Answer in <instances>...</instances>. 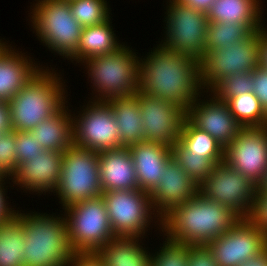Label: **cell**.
<instances>
[{
  "instance_id": "obj_1",
  "label": "cell",
  "mask_w": 267,
  "mask_h": 266,
  "mask_svg": "<svg viewBox=\"0 0 267 266\" xmlns=\"http://www.w3.org/2000/svg\"><path fill=\"white\" fill-rule=\"evenodd\" d=\"M159 46L144 61L139 60V91L172 102L186 112L198 98V91L204 89L200 61Z\"/></svg>"
},
{
  "instance_id": "obj_2",
  "label": "cell",
  "mask_w": 267,
  "mask_h": 266,
  "mask_svg": "<svg viewBox=\"0 0 267 266\" xmlns=\"http://www.w3.org/2000/svg\"><path fill=\"white\" fill-rule=\"evenodd\" d=\"M241 218L226 206L198 192L174 206L159 221L168 239L191 246L207 245L229 231Z\"/></svg>"
},
{
  "instance_id": "obj_3",
  "label": "cell",
  "mask_w": 267,
  "mask_h": 266,
  "mask_svg": "<svg viewBox=\"0 0 267 266\" xmlns=\"http://www.w3.org/2000/svg\"><path fill=\"white\" fill-rule=\"evenodd\" d=\"M57 76L40 68L8 101L14 131L29 132L65 105L64 86Z\"/></svg>"
},
{
  "instance_id": "obj_4",
  "label": "cell",
  "mask_w": 267,
  "mask_h": 266,
  "mask_svg": "<svg viewBox=\"0 0 267 266\" xmlns=\"http://www.w3.org/2000/svg\"><path fill=\"white\" fill-rule=\"evenodd\" d=\"M24 266H67L71 249L65 218L48 214H23Z\"/></svg>"
},
{
  "instance_id": "obj_5",
  "label": "cell",
  "mask_w": 267,
  "mask_h": 266,
  "mask_svg": "<svg viewBox=\"0 0 267 266\" xmlns=\"http://www.w3.org/2000/svg\"><path fill=\"white\" fill-rule=\"evenodd\" d=\"M134 54L123 45L114 53L96 56L83 62L88 65L87 73L99 92L98 100L133 96L139 91V60Z\"/></svg>"
},
{
  "instance_id": "obj_6",
  "label": "cell",
  "mask_w": 267,
  "mask_h": 266,
  "mask_svg": "<svg viewBox=\"0 0 267 266\" xmlns=\"http://www.w3.org/2000/svg\"><path fill=\"white\" fill-rule=\"evenodd\" d=\"M99 153L72 145L63 151L59 184L55 190L63 209L102 196Z\"/></svg>"
},
{
  "instance_id": "obj_7",
  "label": "cell",
  "mask_w": 267,
  "mask_h": 266,
  "mask_svg": "<svg viewBox=\"0 0 267 266\" xmlns=\"http://www.w3.org/2000/svg\"><path fill=\"white\" fill-rule=\"evenodd\" d=\"M33 28L41 42L63 57L76 60L83 27L64 0H39L32 9Z\"/></svg>"
},
{
  "instance_id": "obj_8",
  "label": "cell",
  "mask_w": 267,
  "mask_h": 266,
  "mask_svg": "<svg viewBox=\"0 0 267 266\" xmlns=\"http://www.w3.org/2000/svg\"><path fill=\"white\" fill-rule=\"evenodd\" d=\"M68 240L74 252H96L115 238L102 196L66 208Z\"/></svg>"
},
{
  "instance_id": "obj_9",
  "label": "cell",
  "mask_w": 267,
  "mask_h": 266,
  "mask_svg": "<svg viewBox=\"0 0 267 266\" xmlns=\"http://www.w3.org/2000/svg\"><path fill=\"white\" fill-rule=\"evenodd\" d=\"M166 16V39L162 45L201 61L206 54L207 13L170 0Z\"/></svg>"
},
{
  "instance_id": "obj_10",
  "label": "cell",
  "mask_w": 267,
  "mask_h": 266,
  "mask_svg": "<svg viewBox=\"0 0 267 266\" xmlns=\"http://www.w3.org/2000/svg\"><path fill=\"white\" fill-rule=\"evenodd\" d=\"M260 30L252 32L245 40L224 48L206 51L200 61L201 83L213 88L220 80L235 73L252 72L259 66L258 46Z\"/></svg>"
},
{
  "instance_id": "obj_11",
  "label": "cell",
  "mask_w": 267,
  "mask_h": 266,
  "mask_svg": "<svg viewBox=\"0 0 267 266\" xmlns=\"http://www.w3.org/2000/svg\"><path fill=\"white\" fill-rule=\"evenodd\" d=\"M256 191L255 183L224 161L216 164L199 186V192L207 199L228 207L240 218L250 216Z\"/></svg>"
},
{
  "instance_id": "obj_12",
  "label": "cell",
  "mask_w": 267,
  "mask_h": 266,
  "mask_svg": "<svg viewBox=\"0 0 267 266\" xmlns=\"http://www.w3.org/2000/svg\"><path fill=\"white\" fill-rule=\"evenodd\" d=\"M102 197L115 236L141 237L145 234L153 209L147 191H108L102 192Z\"/></svg>"
},
{
  "instance_id": "obj_13",
  "label": "cell",
  "mask_w": 267,
  "mask_h": 266,
  "mask_svg": "<svg viewBox=\"0 0 267 266\" xmlns=\"http://www.w3.org/2000/svg\"><path fill=\"white\" fill-rule=\"evenodd\" d=\"M95 99L73 120V144L96 152L120 149L119 129L109 103Z\"/></svg>"
},
{
  "instance_id": "obj_14",
  "label": "cell",
  "mask_w": 267,
  "mask_h": 266,
  "mask_svg": "<svg viewBox=\"0 0 267 266\" xmlns=\"http://www.w3.org/2000/svg\"><path fill=\"white\" fill-rule=\"evenodd\" d=\"M206 246L218 266H240L267 248V235L249 218H241Z\"/></svg>"
},
{
  "instance_id": "obj_15",
  "label": "cell",
  "mask_w": 267,
  "mask_h": 266,
  "mask_svg": "<svg viewBox=\"0 0 267 266\" xmlns=\"http://www.w3.org/2000/svg\"><path fill=\"white\" fill-rule=\"evenodd\" d=\"M224 162L258 185L267 171V126L242 127L225 148Z\"/></svg>"
},
{
  "instance_id": "obj_16",
  "label": "cell",
  "mask_w": 267,
  "mask_h": 266,
  "mask_svg": "<svg viewBox=\"0 0 267 266\" xmlns=\"http://www.w3.org/2000/svg\"><path fill=\"white\" fill-rule=\"evenodd\" d=\"M141 110L145 141L171 147L178 142L186 112L172 102L156 96L135 94Z\"/></svg>"
},
{
  "instance_id": "obj_17",
  "label": "cell",
  "mask_w": 267,
  "mask_h": 266,
  "mask_svg": "<svg viewBox=\"0 0 267 266\" xmlns=\"http://www.w3.org/2000/svg\"><path fill=\"white\" fill-rule=\"evenodd\" d=\"M214 97V98H213ZM209 101L196 99L186 110V119L197 129L207 132L226 148L242 126L231 114L228 104L213 96Z\"/></svg>"
},
{
  "instance_id": "obj_18",
  "label": "cell",
  "mask_w": 267,
  "mask_h": 266,
  "mask_svg": "<svg viewBox=\"0 0 267 266\" xmlns=\"http://www.w3.org/2000/svg\"><path fill=\"white\" fill-rule=\"evenodd\" d=\"M199 192V186L172 158L165 167V174L157 186L149 193L153 212L162 218L174 206L184 204Z\"/></svg>"
},
{
  "instance_id": "obj_19",
  "label": "cell",
  "mask_w": 267,
  "mask_h": 266,
  "mask_svg": "<svg viewBox=\"0 0 267 266\" xmlns=\"http://www.w3.org/2000/svg\"><path fill=\"white\" fill-rule=\"evenodd\" d=\"M62 156L63 152L42 150L33 160L16 167L10 175L12 182L33 192H54L59 184Z\"/></svg>"
},
{
  "instance_id": "obj_20",
  "label": "cell",
  "mask_w": 267,
  "mask_h": 266,
  "mask_svg": "<svg viewBox=\"0 0 267 266\" xmlns=\"http://www.w3.org/2000/svg\"><path fill=\"white\" fill-rule=\"evenodd\" d=\"M135 165L139 189L150 193L165 174L166 164L173 158L171 147L141 141L128 147Z\"/></svg>"
},
{
  "instance_id": "obj_21",
  "label": "cell",
  "mask_w": 267,
  "mask_h": 266,
  "mask_svg": "<svg viewBox=\"0 0 267 266\" xmlns=\"http://www.w3.org/2000/svg\"><path fill=\"white\" fill-rule=\"evenodd\" d=\"M99 171L102 192L139 189L128 147L99 152Z\"/></svg>"
},
{
  "instance_id": "obj_22",
  "label": "cell",
  "mask_w": 267,
  "mask_h": 266,
  "mask_svg": "<svg viewBox=\"0 0 267 266\" xmlns=\"http://www.w3.org/2000/svg\"><path fill=\"white\" fill-rule=\"evenodd\" d=\"M14 50L6 46L0 53V101L3 102L14 97L40 69Z\"/></svg>"
},
{
  "instance_id": "obj_23",
  "label": "cell",
  "mask_w": 267,
  "mask_h": 266,
  "mask_svg": "<svg viewBox=\"0 0 267 266\" xmlns=\"http://www.w3.org/2000/svg\"><path fill=\"white\" fill-rule=\"evenodd\" d=\"M65 105L29 132L43 150L63 152L73 145V120Z\"/></svg>"
},
{
  "instance_id": "obj_24",
  "label": "cell",
  "mask_w": 267,
  "mask_h": 266,
  "mask_svg": "<svg viewBox=\"0 0 267 266\" xmlns=\"http://www.w3.org/2000/svg\"><path fill=\"white\" fill-rule=\"evenodd\" d=\"M112 108L122 147L145 141L138 97L112 98L107 100Z\"/></svg>"
},
{
  "instance_id": "obj_25",
  "label": "cell",
  "mask_w": 267,
  "mask_h": 266,
  "mask_svg": "<svg viewBox=\"0 0 267 266\" xmlns=\"http://www.w3.org/2000/svg\"><path fill=\"white\" fill-rule=\"evenodd\" d=\"M138 238L116 236L96 253L106 266H152V255L138 244Z\"/></svg>"
},
{
  "instance_id": "obj_26",
  "label": "cell",
  "mask_w": 267,
  "mask_h": 266,
  "mask_svg": "<svg viewBox=\"0 0 267 266\" xmlns=\"http://www.w3.org/2000/svg\"><path fill=\"white\" fill-rule=\"evenodd\" d=\"M111 27L110 17L100 24L84 27L76 50V61L84 62L96 56L111 54L122 47Z\"/></svg>"
},
{
  "instance_id": "obj_27",
  "label": "cell",
  "mask_w": 267,
  "mask_h": 266,
  "mask_svg": "<svg viewBox=\"0 0 267 266\" xmlns=\"http://www.w3.org/2000/svg\"><path fill=\"white\" fill-rule=\"evenodd\" d=\"M260 0H215L207 12L209 22L261 25ZM260 7V8H259ZM261 11V12H260Z\"/></svg>"
},
{
  "instance_id": "obj_28",
  "label": "cell",
  "mask_w": 267,
  "mask_h": 266,
  "mask_svg": "<svg viewBox=\"0 0 267 266\" xmlns=\"http://www.w3.org/2000/svg\"><path fill=\"white\" fill-rule=\"evenodd\" d=\"M25 232L22 213L0 224V266H24Z\"/></svg>"
},
{
  "instance_id": "obj_29",
  "label": "cell",
  "mask_w": 267,
  "mask_h": 266,
  "mask_svg": "<svg viewBox=\"0 0 267 266\" xmlns=\"http://www.w3.org/2000/svg\"><path fill=\"white\" fill-rule=\"evenodd\" d=\"M178 143L193 155L212 161L215 165L224 161V150L207 132L194 127L186 118L183 121Z\"/></svg>"
},
{
  "instance_id": "obj_30",
  "label": "cell",
  "mask_w": 267,
  "mask_h": 266,
  "mask_svg": "<svg viewBox=\"0 0 267 266\" xmlns=\"http://www.w3.org/2000/svg\"><path fill=\"white\" fill-rule=\"evenodd\" d=\"M263 25H242L230 22H209L205 42V51L228 47L235 42L245 40L252 32Z\"/></svg>"
},
{
  "instance_id": "obj_31",
  "label": "cell",
  "mask_w": 267,
  "mask_h": 266,
  "mask_svg": "<svg viewBox=\"0 0 267 266\" xmlns=\"http://www.w3.org/2000/svg\"><path fill=\"white\" fill-rule=\"evenodd\" d=\"M226 103L242 127L267 126V114L253 92L231 97Z\"/></svg>"
},
{
  "instance_id": "obj_32",
  "label": "cell",
  "mask_w": 267,
  "mask_h": 266,
  "mask_svg": "<svg viewBox=\"0 0 267 266\" xmlns=\"http://www.w3.org/2000/svg\"><path fill=\"white\" fill-rule=\"evenodd\" d=\"M173 159L188 174L195 184L200 186L211 174L215 164L201 156L193 155L178 142L171 146Z\"/></svg>"
},
{
  "instance_id": "obj_33",
  "label": "cell",
  "mask_w": 267,
  "mask_h": 266,
  "mask_svg": "<svg viewBox=\"0 0 267 266\" xmlns=\"http://www.w3.org/2000/svg\"><path fill=\"white\" fill-rule=\"evenodd\" d=\"M69 4L73 17L83 28L100 24L109 18L105 0H72Z\"/></svg>"
},
{
  "instance_id": "obj_34",
  "label": "cell",
  "mask_w": 267,
  "mask_h": 266,
  "mask_svg": "<svg viewBox=\"0 0 267 266\" xmlns=\"http://www.w3.org/2000/svg\"><path fill=\"white\" fill-rule=\"evenodd\" d=\"M253 71L244 73H235L228 75L220 80L212 89L211 93L224 102L231 97L242 95L247 92H253Z\"/></svg>"
},
{
  "instance_id": "obj_35",
  "label": "cell",
  "mask_w": 267,
  "mask_h": 266,
  "mask_svg": "<svg viewBox=\"0 0 267 266\" xmlns=\"http://www.w3.org/2000/svg\"><path fill=\"white\" fill-rule=\"evenodd\" d=\"M165 240L157 255L152 256V266H188L189 245Z\"/></svg>"
},
{
  "instance_id": "obj_36",
  "label": "cell",
  "mask_w": 267,
  "mask_h": 266,
  "mask_svg": "<svg viewBox=\"0 0 267 266\" xmlns=\"http://www.w3.org/2000/svg\"><path fill=\"white\" fill-rule=\"evenodd\" d=\"M16 137L13 129L0 133V175H10L16 169Z\"/></svg>"
},
{
  "instance_id": "obj_37",
  "label": "cell",
  "mask_w": 267,
  "mask_h": 266,
  "mask_svg": "<svg viewBox=\"0 0 267 266\" xmlns=\"http://www.w3.org/2000/svg\"><path fill=\"white\" fill-rule=\"evenodd\" d=\"M15 157L16 167L19 164L33 160L43 150L38 140L27 131H15Z\"/></svg>"
},
{
  "instance_id": "obj_38",
  "label": "cell",
  "mask_w": 267,
  "mask_h": 266,
  "mask_svg": "<svg viewBox=\"0 0 267 266\" xmlns=\"http://www.w3.org/2000/svg\"><path fill=\"white\" fill-rule=\"evenodd\" d=\"M248 218L267 235V193L256 191L254 206Z\"/></svg>"
},
{
  "instance_id": "obj_39",
  "label": "cell",
  "mask_w": 267,
  "mask_h": 266,
  "mask_svg": "<svg viewBox=\"0 0 267 266\" xmlns=\"http://www.w3.org/2000/svg\"><path fill=\"white\" fill-rule=\"evenodd\" d=\"M188 266H218L212 252L205 245H189Z\"/></svg>"
},
{
  "instance_id": "obj_40",
  "label": "cell",
  "mask_w": 267,
  "mask_h": 266,
  "mask_svg": "<svg viewBox=\"0 0 267 266\" xmlns=\"http://www.w3.org/2000/svg\"><path fill=\"white\" fill-rule=\"evenodd\" d=\"M253 93L259 99L261 107L267 114V70L258 66L253 71Z\"/></svg>"
},
{
  "instance_id": "obj_41",
  "label": "cell",
  "mask_w": 267,
  "mask_h": 266,
  "mask_svg": "<svg viewBox=\"0 0 267 266\" xmlns=\"http://www.w3.org/2000/svg\"><path fill=\"white\" fill-rule=\"evenodd\" d=\"M71 264V265H70ZM67 266H106L96 252H74Z\"/></svg>"
},
{
  "instance_id": "obj_42",
  "label": "cell",
  "mask_w": 267,
  "mask_h": 266,
  "mask_svg": "<svg viewBox=\"0 0 267 266\" xmlns=\"http://www.w3.org/2000/svg\"><path fill=\"white\" fill-rule=\"evenodd\" d=\"M5 177H7V175H0V224L16 214V211L9 208V206L6 203L4 195L5 189L3 186L4 183H2L4 182Z\"/></svg>"
},
{
  "instance_id": "obj_43",
  "label": "cell",
  "mask_w": 267,
  "mask_h": 266,
  "mask_svg": "<svg viewBox=\"0 0 267 266\" xmlns=\"http://www.w3.org/2000/svg\"><path fill=\"white\" fill-rule=\"evenodd\" d=\"M267 30V29H266ZM260 29V38L258 46L259 66L267 70V31Z\"/></svg>"
},
{
  "instance_id": "obj_44",
  "label": "cell",
  "mask_w": 267,
  "mask_h": 266,
  "mask_svg": "<svg viewBox=\"0 0 267 266\" xmlns=\"http://www.w3.org/2000/svg\"><path fill=\"white\" fill-rule=\"evenodd\" d=\"M11 129L9 104L8 102L0 101V133Z\"/></svg>"
},
{
  "instance_id": "obj_45",
  "label": "cell",
  "mask_w": 267,
  "mask_h": 266,
  "mask_svg": "<svg viewBox=\"0 0 267 266\" xmlns=\"http://www.w3.org/2000/svg\"><path fill=\"white\" fill-rule=\"evenodd\" d=\"M187 6H191L199 11L207 13L215 0H177Z\"/></svg>"
},
{
  "instance_id": "obj_46",
  "label": "cell",
  "mask_w": 267,
  "mask_h": 266,
  "mask_svg": "<svg viewBox=\"0 0 267 266\" xmlns=\"http://www.w3.org/2000/svg\"><path fill=\"white\" fill-rule=\"evenodd\" d=\"M240 266H267V248L258 256L249 259Z\"/></svg>"
},
{
  "instance_id": "obj_47",
  "label": "cell",
  "mask_w": 267,
  "mask_h": 266,
  "mask_svg": "<svg viewBox=\"0 0 267 266\" xmlns=\"http://www.w3.org/2000/svg\"><path fill=\"white\" fill-rule=\"evenodd\" d=\"M257 191L259 193H267V171L264 173L262 180L257 185Z\"/></svg>"
},
{
  "instance_id": "obj_48",
  "label": "cell",
  "mask_w": 267,
  "mask_h": 266,
  "mask_svg": "<svg viewBox=\"0 0 267 266\" xmlns=\"http://www.w3.org/2000/svg\"><path fill=\"white\" fill-rule=\"evenodd\" d=\"M7 45L3 42H1V39H0V53L1 51L6 47Z\"/></svg>"
}]
</instances>
